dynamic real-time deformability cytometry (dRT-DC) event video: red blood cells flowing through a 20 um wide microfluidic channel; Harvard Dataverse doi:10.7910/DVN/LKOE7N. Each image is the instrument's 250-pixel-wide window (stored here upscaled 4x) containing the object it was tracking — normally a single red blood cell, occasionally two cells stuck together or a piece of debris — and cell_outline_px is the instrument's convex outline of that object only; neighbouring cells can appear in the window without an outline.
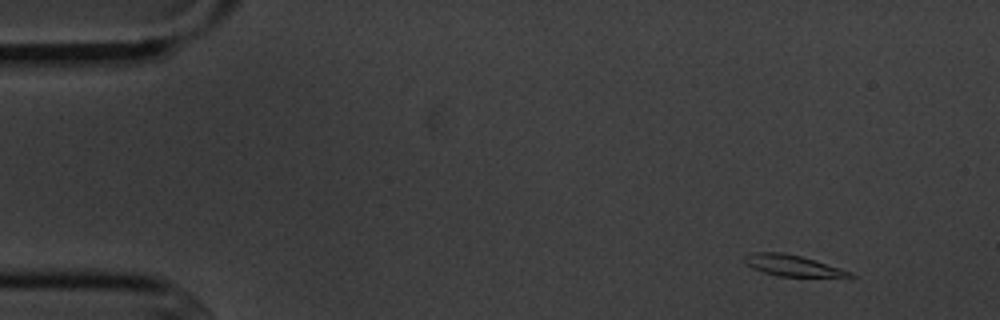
{"species": "common noctule bat (a hibernating species)", "species_latin": "Nyctalus noctula", "temperature_condition": "cold", "stored_images_in_passage": 4, "camera_frame_rate_fps": 3000, "um_per_image_px": 0.085, "animal": {"sex": "male", "body_mass_g": 20.1, "forearm_length_mm": 53.5}, "frame": {"image": 1, "passage_image": 1, "time_ms": 0.0, "image_size_px": [1000, 320], "cell_outline_px": [[856, 276], [776, 276], [752, 268], [744, 264], [744, 256], [752, 252], [784, 252], [816, 260], [852, 272]], "centroid_in_image_um": [67.28, 22.55], "position_along_channel_um": 17.7, "area_um2": 12.83}}
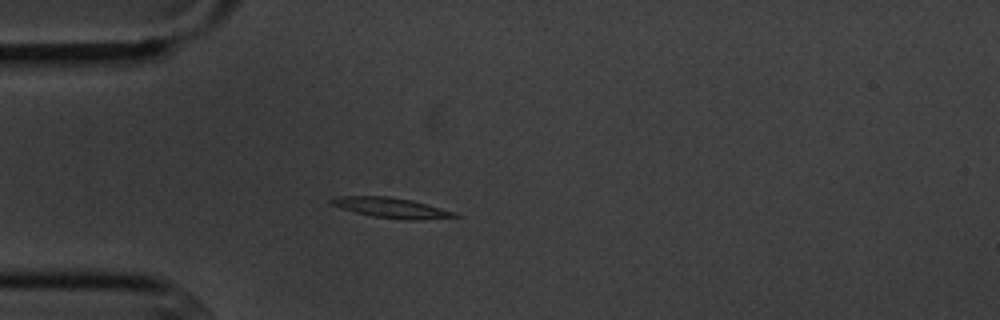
{"frame": {"image": 2, "passage_image": 4, "time_ms": 3.333, "image_size_px": [1000, 320], "cell_outline_px": [[460, 216], [420, 220], [404, 220], [372, 216], [340, 208], [332, 204], [328, 200], [332, 196], [388, 196], [412, 200], [456, 212]], "centroid_in_image_um": [33.23, 17.65], "position_along_channel_um": 51.8, "area_um2": 14.57}}